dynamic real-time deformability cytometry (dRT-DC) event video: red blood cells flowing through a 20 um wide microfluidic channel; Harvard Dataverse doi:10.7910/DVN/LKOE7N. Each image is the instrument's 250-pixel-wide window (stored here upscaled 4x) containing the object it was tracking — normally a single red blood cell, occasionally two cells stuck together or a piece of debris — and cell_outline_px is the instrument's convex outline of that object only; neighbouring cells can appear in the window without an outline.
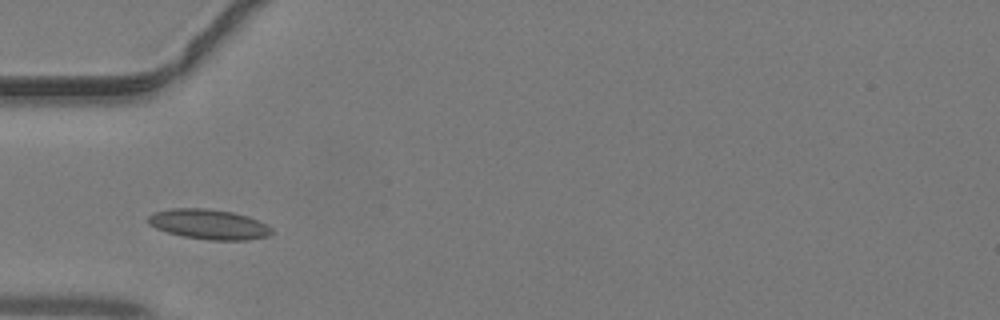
{"species": "common noctule bat (a hibernating species)", "species_latin": "Nyctalus noctula", "temperature_condition": "warm", "stored_images_in_passage": 31, "camera_frame_rate_fps": 3000, "um_per_image_px": 0.085, "animal": {"sex": "male", "body_mass_g": 19.2, "forearm_length_mm": 51.8}, "frame": {"image": 1, "passage_image": 1, "time_ms": 0.0, "image_size_px": [1000, 320], "cell_outline_px": [[272, 232], [268, 236], [248, 240], [208, 240], [184, 236], [168, 232], [156, 228], [148, 224], [148, 216], [152, 212], [172, 208], [208, 208], [232, 212], [248, 216], [272, 228]], "centroid_in_image_um": [17.72, 19.06], "position_along_channel_um": 67.3, "area_um2": 21.56}}
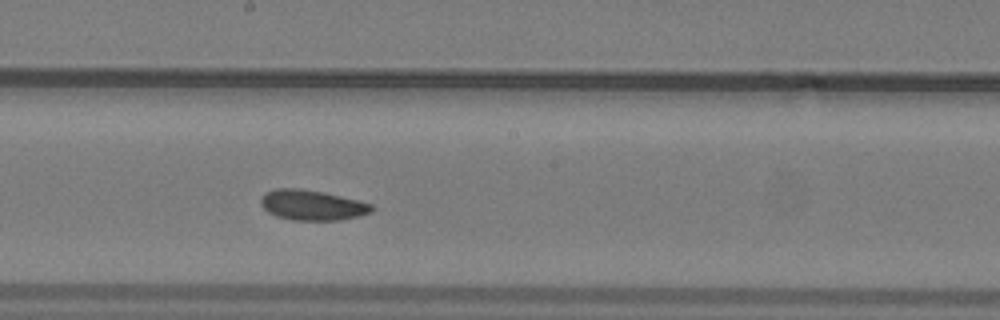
{"frame": {"image": 2, "passage_image": 11, "time_ms": 3.333, "image_size_px": [1000, 320], "cell_outline_px": [[376, 208], [372, 212], [340, 220], [292, 220], [276, 216], [268, 212], [260, 204], [260, 200], [268, 192], [276, 188], [300, 188], [320, 192], [356, 200], [372, 204]], "centroid_in_image_um": [26.53, 17.44], "position_along_channel_um": 221.7, "area_um2": 19.25}}
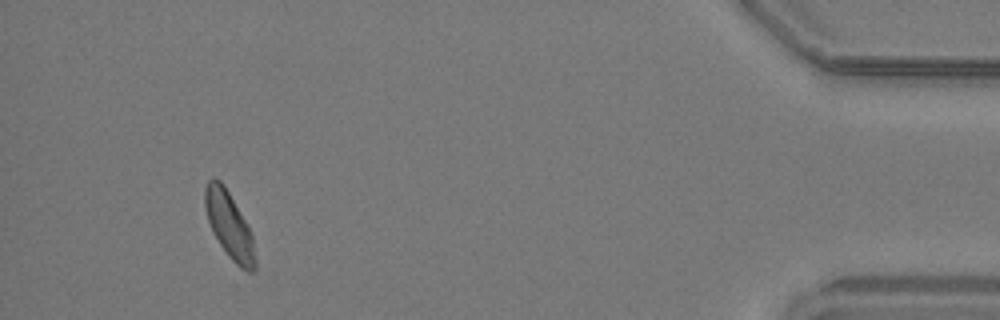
{"frame": {"image": 3, "passage_image": 28, "time_ms": 9.0, "image_size_px": [1000, 320], "cell_outline_px": [[256, 268], [252, 272], [248, 272], [240, 268], [228, 256], [212, 232], [208, 220], [204, 204], [204, 188], [208, 180], [212, 176], [220, 180], [224, 184], [244, 220], [252, 236], [256, 260]], "centroid_in_image_um": [19.46, 19.14], "position_along_channel_um": 415.7, "area_um2": 19.31}}